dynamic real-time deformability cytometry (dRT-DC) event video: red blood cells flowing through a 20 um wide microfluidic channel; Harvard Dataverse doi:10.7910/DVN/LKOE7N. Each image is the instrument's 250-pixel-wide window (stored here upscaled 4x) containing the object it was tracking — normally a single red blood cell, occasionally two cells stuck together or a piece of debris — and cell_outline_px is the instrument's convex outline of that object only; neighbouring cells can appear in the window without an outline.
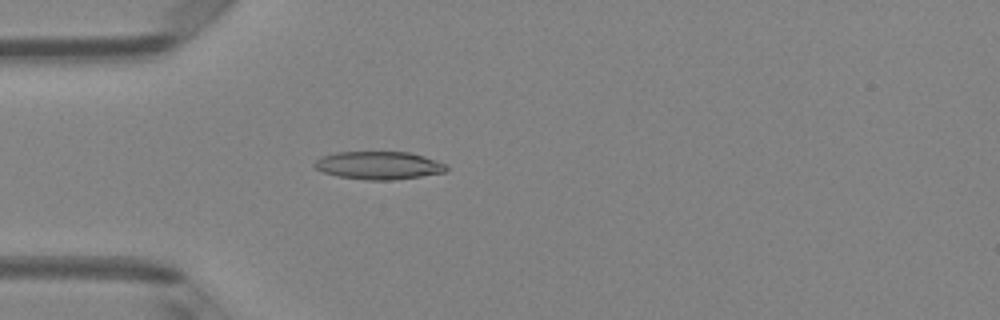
{"species": "Egyptian fruit bat (a non-hibernating species)", "species_latin": "Rousettus aegyptiacus", "temperature_condition": "room temperature", "stored_images_in_passage": 1, "camera_frame_rate_fps": 3000, "um_per_image_px": 0.085, "animal": {"sex": "female"}, "frame": {"image": 1, "passage_image": 1, "time_ms": 0.0, "image_size_px": [1000, 320], "cell_outline_px": [[448, 168], [444, 172], [420, 176], [392, 180], [368, 180], [336, 176], [324, 172], [316, 168], [312, 164], [320, 156], [336, 152], [408, 152], [424, 156], [444, 164]], "centroid_in_image_um": [32.14, 14.05], "position_along_channel_um": 52.9, "area_um2": 21.33}}